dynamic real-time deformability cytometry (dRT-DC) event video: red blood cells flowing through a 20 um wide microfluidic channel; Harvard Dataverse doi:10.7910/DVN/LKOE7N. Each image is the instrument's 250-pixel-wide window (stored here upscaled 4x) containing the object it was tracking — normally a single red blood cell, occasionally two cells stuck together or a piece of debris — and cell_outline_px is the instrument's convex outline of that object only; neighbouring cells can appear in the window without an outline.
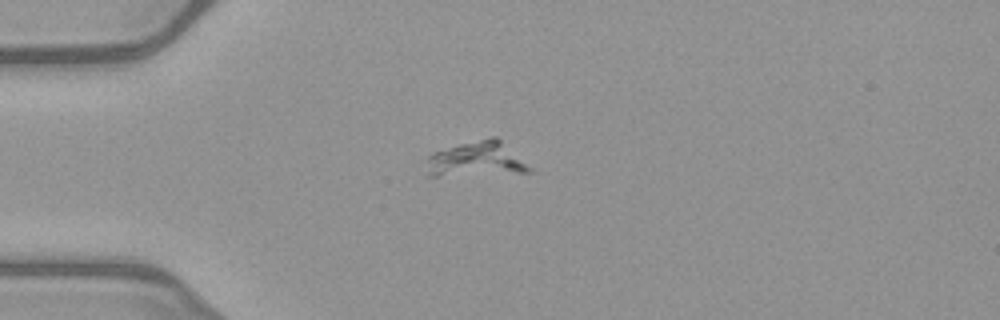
{"species": "common noctule bat (a hibernating species)", "species_latin": "Nyctalus noctula", "temperature_condition": "warm", "stored_images_in_passage": 39, "camera_frame_rate_fps": 3000, "um_per_image_px": 0.085, "animal": {"sex": "female", "body_mass_g": 21.9}, "frame": {"image": 1, "passage_image": 1, "time_ms": 0.0, "image_size_px": [1000, 320], "cell_outline_px": [[532, 172], [436, 176], [428, 176], [424, 160], [432, 152], [488, 136], [496, 136], [532, 168]], "centroid_in_image_um": [40.44, 13.54], "position_along_channel_um": 44.6, "area_um2": 21.04}}
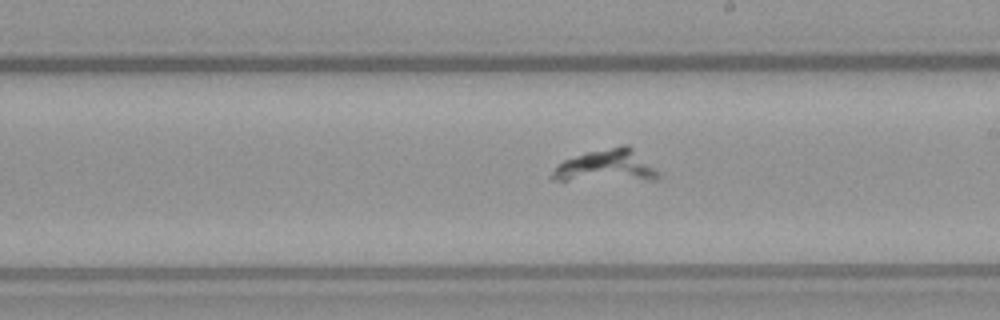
{"frame": {"image": 2, "passage_image": 17, "time_ms": 5.333, "image_size_px": [1000, 320], "cell_outline_px": [[660, 176], [656, 180], [552, 180], [548, 176], [564, 160], [588, 152], [620, 144], [628, 144]], "centroid_in_image_um": [51.49, 14.12], "position_along_channel_um": 237.5, "area_um2": 19.54}}
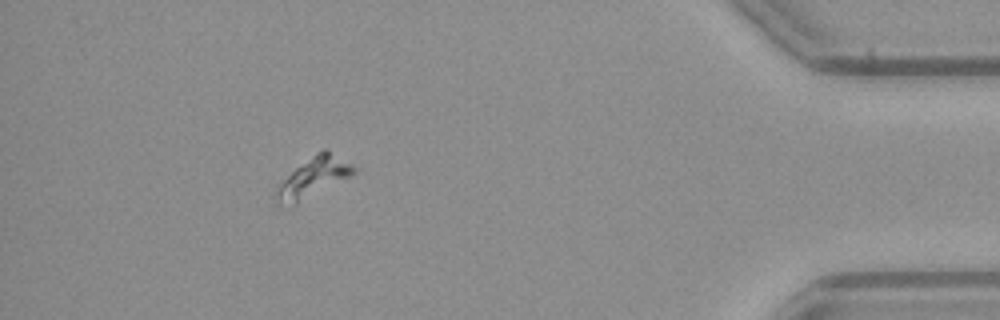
{"frame": {"image": 3, "passage_image": 34, "time_ms": 11.0, "image_size_px": [1000, 320], "cell_outline_px": [[356, 172], [296, 208], [272, 208], [276, 184], [316, 152], [324, 148], [328, 148], [352, 164], [356, 168]], "centroid_in_image_um": [26.5, 15.21], "position_along_channel_um": 408.7, "area_um2": 19.42}}